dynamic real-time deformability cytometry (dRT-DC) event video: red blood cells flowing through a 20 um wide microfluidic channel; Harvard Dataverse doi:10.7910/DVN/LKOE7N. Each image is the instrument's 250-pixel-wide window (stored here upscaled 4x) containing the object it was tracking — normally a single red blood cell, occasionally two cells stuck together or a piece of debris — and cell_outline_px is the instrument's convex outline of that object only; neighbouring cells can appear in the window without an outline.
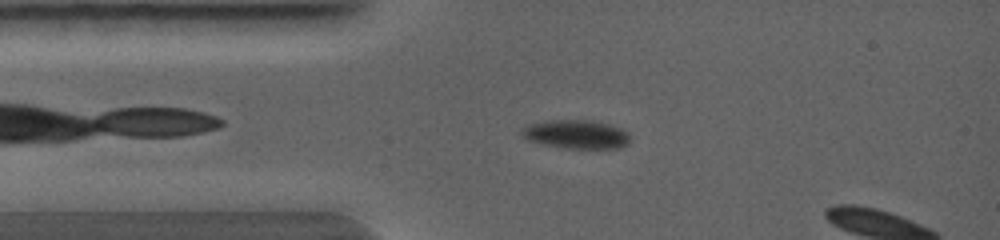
{"species": "common noctule bat (a hibernating species)", "species_latin": "Nyctalus noctula", "temperature_condition": "warm", "stored_images_in_passage": 2, "camera_frame_rate_fps": 5000, "um_per_image_px": 0.085, "animal": {"sex": "female", "body_mass_g": 19.0, "forearm_length_mm": 56.7}, "frame": {"image": 1, "passage_image": 1, "time_ms": 0.0, "image_size_px": [1000, 240], "cell_outline_px": [[628, 144], [620, 148], [564, 148], [544, 144], [528, 140], [520, 132], [528, 124], [544, 120], [588, 120], [608, 124], [620, 128], [628, 132]], "centroid_in_image_um": [48.97, 11.41], "position_along_channel_um": 36.0, "area_um2": 17.98}}